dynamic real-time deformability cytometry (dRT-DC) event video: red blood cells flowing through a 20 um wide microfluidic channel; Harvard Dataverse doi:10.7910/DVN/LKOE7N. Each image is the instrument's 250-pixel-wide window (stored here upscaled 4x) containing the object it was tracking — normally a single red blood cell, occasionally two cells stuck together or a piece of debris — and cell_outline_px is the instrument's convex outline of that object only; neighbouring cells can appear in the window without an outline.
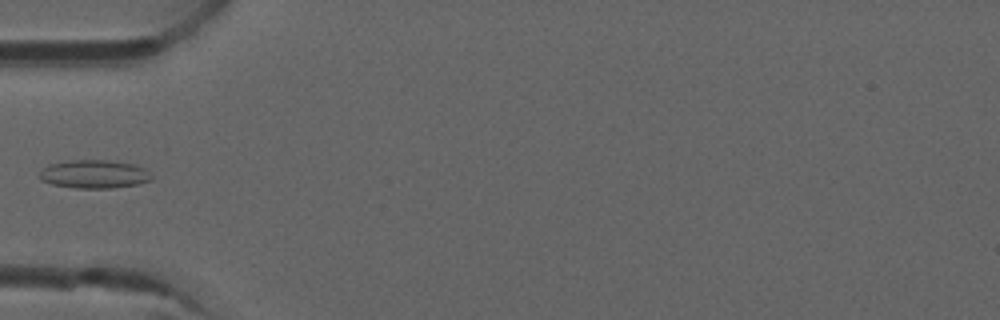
{"species": "common noctule bat (a hibernating species)", "species_latin": "Nyctalus noctula", "temperature_condition": "room temperature", "stored_images_in_passage": 4, "camera_frame_rate_fps": 3000, "um_per_image_px": 0.085, "animal": {"sex": "male", "forearm_length_mm": 52.5}, "frame": {"image": 1, "passage_image": 4, "time_ms": 1.0, "image_size_px": [1000, 320], "cell_outline_px": [[152, 180], [136, 184], [112, 188], [76, 188], [52, 184], [40, 180], [40, 168], [48, 164], [68, 160], [108, 160], [136, 164], [144, 168], [152, 176]], "centroid_in_image_um": [7.98, 14.79], "position_along_channel_um": 77.0, "area_um2": 18.67}}